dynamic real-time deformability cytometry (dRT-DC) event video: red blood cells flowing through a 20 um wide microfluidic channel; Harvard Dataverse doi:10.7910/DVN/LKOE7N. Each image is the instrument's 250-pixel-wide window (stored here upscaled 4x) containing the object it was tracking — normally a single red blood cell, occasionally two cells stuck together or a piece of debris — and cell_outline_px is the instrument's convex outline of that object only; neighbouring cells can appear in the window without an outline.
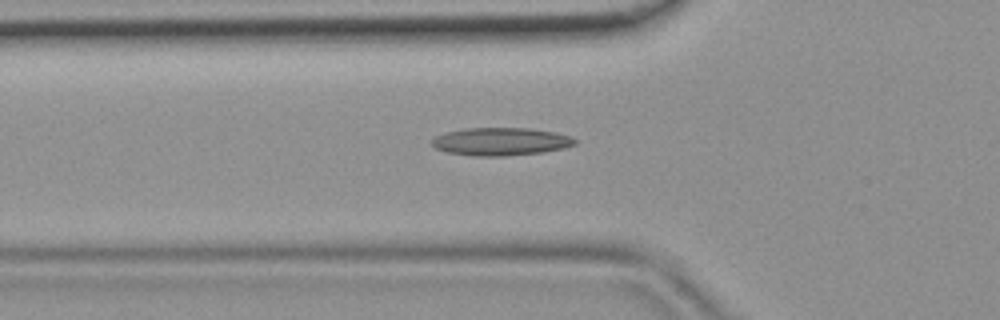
{"species": "common noctule bat (a hibernating species)", "species_latin": "Nyctalus noctula", "temperature_condition": "room temperature", "stored_images_in_passage": 42, "camera_frame_rate_fps": 3000, "um_per_image_px": 0.085, "animal": {"sex": "female", "body_mass_g": 19.9}, "frame": {"image": 1, "passage_image": 12, "time_ms": 3.667, "image_size_px": [1000, 320], "cell_outline_px": [[576, 144], [544, 152], [504, 156], [476, 156], [448, 152], [436, 148], [432, 144], [432, 140], [436, 136], [448, 132], [464, 128], [528, 128], [556, 132], [568, 136], [576, 140]], "centroid_in_image_um": [42.56, 12.03], "position_along_channel_um": 83.2, "area_um2": 22.95}}
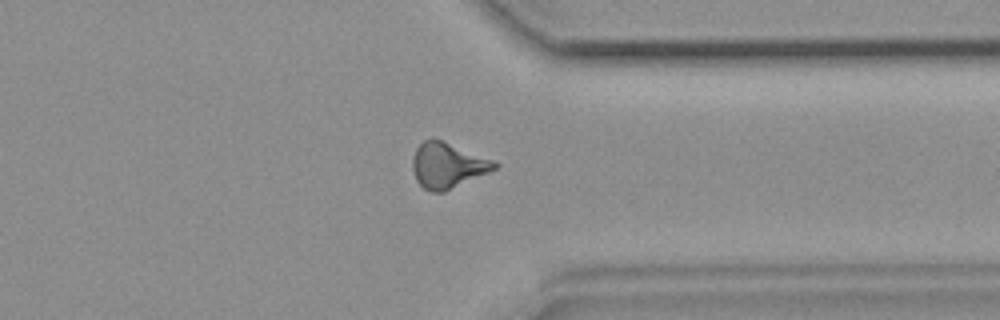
{"frame": {"image": 2, "passage_image": 32, "time_ms": 10.333, "image_size_px": [1000, 320], "cell_outline_px": [[500, 164], [496, 168], [488, 172], [444, 192], [432, 192], [424, 188], [416, 180], [412, 168], [412, 160], [416, 148], [424, 140], [440, 140], [492, 160]], "centroid_in_image_um": [38.01, 14.08], "position_along_channel_um": 373.4, "area_um2": 21.1}}
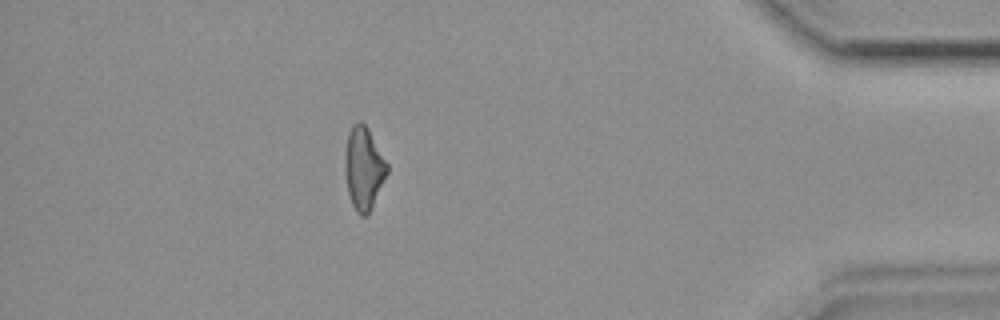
{"frame": {"image": 3, "passage_image": 37, "time_ms": 12.0, "image_size_px": [1000, 320], "cell_outline_px": [[388, 172], [368, 216], [360, 216], [356, 212], [352, 204], [348, 192], [344, 164], [344, 156], [348, 132], [352, 124], [356, 120], [360, 120], [368, 128], [388, 164]], "centroid_in_image_um": [30.9, 14.29], "position_along_channel_um": 404.3, "area_um2": 20.46}}